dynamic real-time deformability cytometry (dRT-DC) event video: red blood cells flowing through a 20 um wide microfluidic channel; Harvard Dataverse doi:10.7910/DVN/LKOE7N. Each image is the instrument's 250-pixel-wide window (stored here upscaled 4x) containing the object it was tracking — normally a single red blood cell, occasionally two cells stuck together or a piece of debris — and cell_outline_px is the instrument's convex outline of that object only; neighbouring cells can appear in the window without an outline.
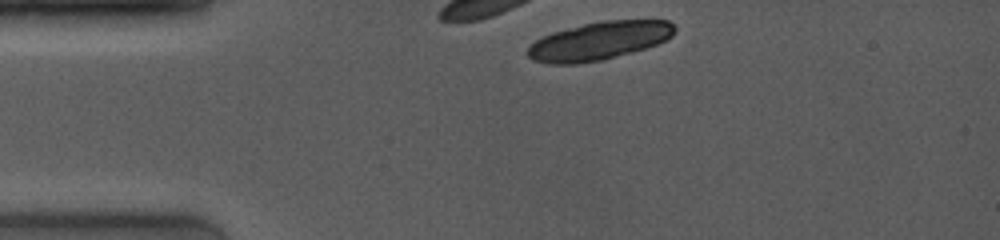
{"species": "common noctule bat (a hibernating species)", "species_latin": "Nyctalus noctula", "temperature_condition": "room temperature", "stored_images_in_passage": 16, "camera_frame_rate_fps": 4000, "um_per_image_px": 0.085, "animal": {"sex": "female", "body_mass_g": 19.0, "forearm_length_mm": 53.3}, "frame": {"image": 1, "passage_image": 1, "time_ms": 0.0, "image_size_px": [1000, 240], "cell_outline_px": [[676, 28], [672, 36], [656, 44], [644, 48], [600, 60], [576, 64], [548, 64], [532, 60], [528, 56], [528, 48], [536, 40], [552, 32], [584, 24], [604, 20], [668, 20]], "centroid_in_image_um": [50.9, 3.47], "position_along_channel_um": 34.1, "area_um2": 32.25}}